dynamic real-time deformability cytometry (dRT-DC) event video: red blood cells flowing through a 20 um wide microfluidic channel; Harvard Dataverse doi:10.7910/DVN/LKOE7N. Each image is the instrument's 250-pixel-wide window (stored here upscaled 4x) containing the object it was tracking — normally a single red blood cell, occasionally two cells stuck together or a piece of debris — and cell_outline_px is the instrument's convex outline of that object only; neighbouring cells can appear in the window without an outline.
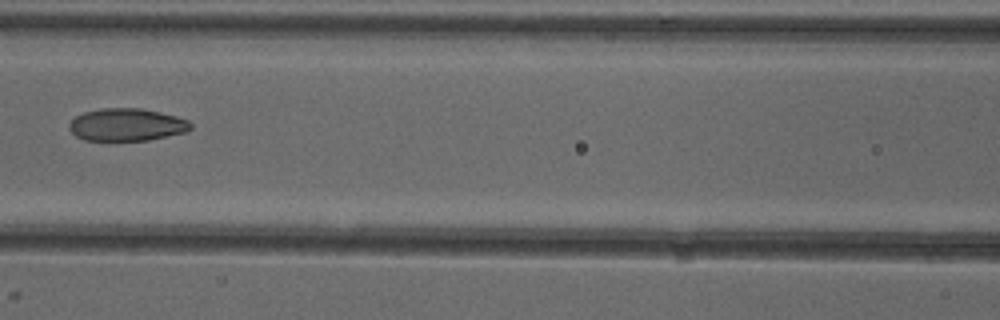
{"species": "common noctule bat (a hibernating species)", "species_latin": "Nyctalus noctula", "temperature_condition": "cold", "stored_images_in_passage": 4, "camera_frame_rate_fps": 3000, "um_per_image_px": 0.085, "animal": {"sex": "female"}, "frame": {"image": 1, "passage_image": 4, "time_ms": 3.333, "image_size_px": [1000, 320], "cell_outline_px": [[192, 128], [184, 132], [148, 140], [84, 140], [76, 136], [68, 128], [68, 124], [76, 116], [84, 112], [100, 108], [140, 108], [160, 112], [176, 116], [188, 120], [192, 124]], "centroid_in_image_um": [10.75, 10.59], "position_along_channel_um": 155.8, "area_um2": 22.95}}